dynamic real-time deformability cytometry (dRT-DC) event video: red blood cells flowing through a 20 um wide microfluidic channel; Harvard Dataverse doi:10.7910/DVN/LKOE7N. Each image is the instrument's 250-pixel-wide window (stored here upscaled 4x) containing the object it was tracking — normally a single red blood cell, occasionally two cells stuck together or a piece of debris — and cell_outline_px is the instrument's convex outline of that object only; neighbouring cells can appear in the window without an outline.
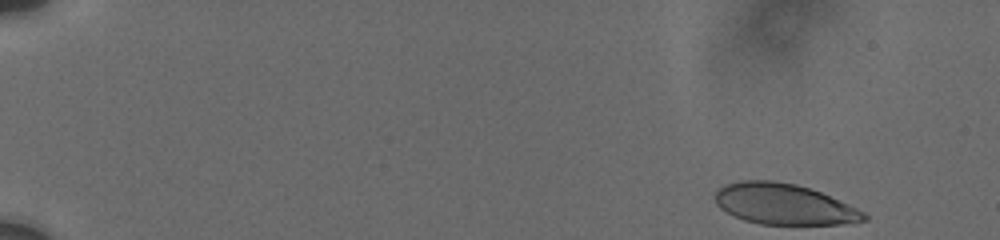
{"species": "human", "species_latin": "Homo sapiens", "temperature_condition": "cold", "stored_images_in_passage": 35, "camera_frame_rate_fps": 3000, "um_per_image_px": 0.085, "donor": {"sex": "male"}, "frame": {"image": 1, "passage_image": 1, "time_ms": 0.0, "image_size_px": [1000, 240], "cell_outline_px": [[868, 220], [840, 224], [760, 224], [744, 220], [732, 216], [720, 208], [716, 204], [716, 192], [724, 184], [744, 180], [772, 180], [796, 184], [820, 192], [856, 208], [864, 212], [868, 216]], "centroid_in_image_um": [66.61, 17.35], "position_along_channel_um": 18.4, "area_um2": 35.2}}
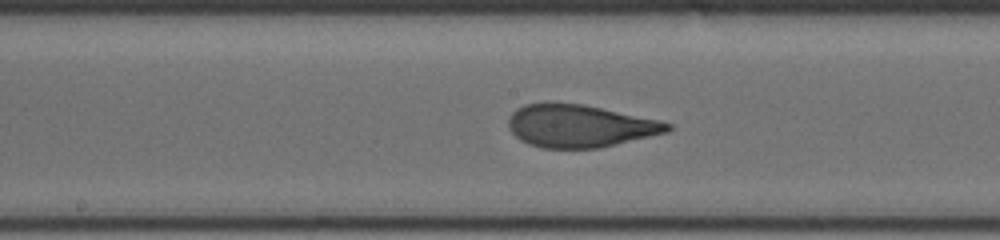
{"frame": {"image": 2, "passage_image": 19, "time_ms": 9.0, "image_size_px": [1000, 240], "cell_outline_px": [[672, 128], [668, 132], [600, 148], [540, 148], [528, 144], [520, 140], [508, 128], [508, 120], [512, 112], [516, 108], [524, 104], [584, 104], [660, 120], [672, 124]], "centroid_in_image_um": [49.29, 10.72], "position_along_channel_um": 198.9, "area_um2": 39.36}}
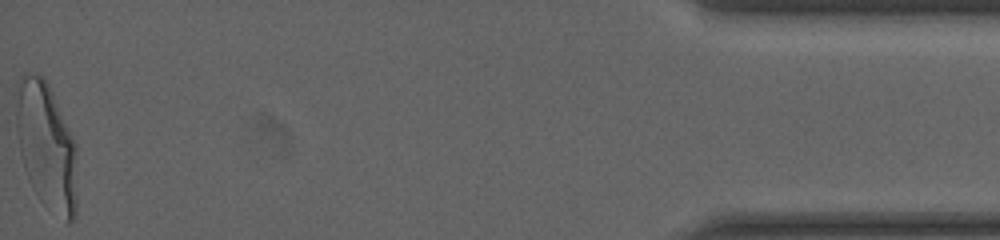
{"frame": {"image": 3, "passage_image": 35, "time_ms": 17.333, "image_size_px": [1000, 240], "cell_outline_px": [[76, 216], [68, 224], [44, 204], [36, 196], [28, 180], [20, 156], [16, 128], [16, 80], [24, 72], [28, 72], [44, 76], [52, 92], [76, 144]], "centroid_in_image_um": [3.92, 12.4], "position_along_channel_um": 431.3, "area_um2": 45.72}, "authors_computed_cell_mechanics": {"area_um2": 39.3618, "velocity_mm_per_s": 3.7425, "shape_relaxation_time_tau1_ms": 6.7294, "shape_relaxation_time_tau2_ms": 0.8195, "deformation_change_tau1": 0.2287, "deformation_change_tau2": 0.0796}}